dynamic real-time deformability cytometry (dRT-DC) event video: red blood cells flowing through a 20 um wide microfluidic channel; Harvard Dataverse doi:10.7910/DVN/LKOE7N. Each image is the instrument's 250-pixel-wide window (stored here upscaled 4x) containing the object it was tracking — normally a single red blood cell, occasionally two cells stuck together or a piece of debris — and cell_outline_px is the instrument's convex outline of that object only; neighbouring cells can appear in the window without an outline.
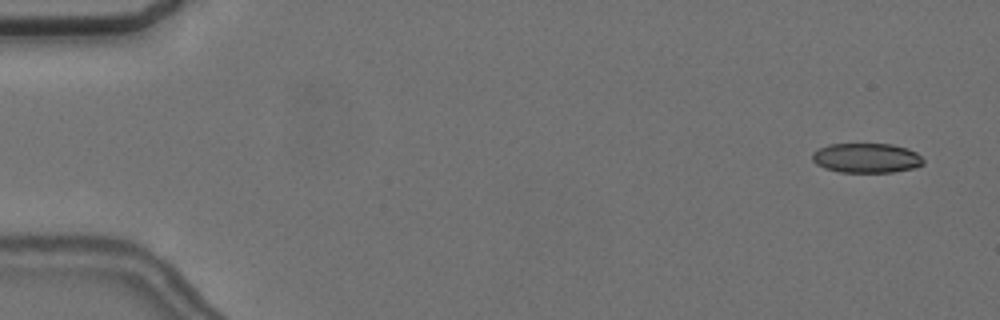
{"species": "common noctule bat (a hibernating species)", "species_latin": "Nyctalus noctula", "temperature_condition": "cold", "stored_images_in_passage": 5, "camera_frame_rate_fps": 3000, "um_per_image_px": 0.085, "animal": {"sex": "female", "body_mass_g": 24.6, "forearm_length_mm": 56.2}, "frame": {"image": 1, "passage_image": 1, "time_ms": 0.0, "image_size_px": [1000, 320], "cell_outline_px": [[924, 164], [916, 168], [892, 172], [840, 172], [824, 168], [816, 164], [812, 160], [812, 152], [828, 144], [892, 144], [908, 148], [916, 152], [924, 160]], "centroid_in_image_um": [73.66, 13.43], "position_along_channel_um": 11.3, "area_um2": 19.36}}